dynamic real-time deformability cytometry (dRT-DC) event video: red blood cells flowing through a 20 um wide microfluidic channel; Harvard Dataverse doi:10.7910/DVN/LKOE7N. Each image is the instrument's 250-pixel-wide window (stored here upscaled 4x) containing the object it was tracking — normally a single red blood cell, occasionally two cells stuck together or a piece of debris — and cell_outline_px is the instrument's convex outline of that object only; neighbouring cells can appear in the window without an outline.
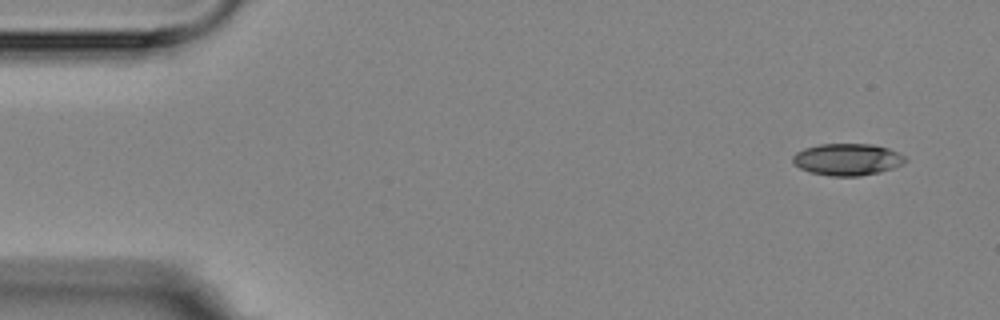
{"species": "Egyptian fruit bat (a non-hibernating species)", "species_latin": "Rousettus aegyptiacus", "temperature_condition": "room temperature", "stored_images_in_passage": 3, "camera_frame_rate_fps": 3000, "um_per_image_px": 0.085, "animal": {"sex": "female"}, "frame": {"image": 1, "passage_image": 1, "time_ms": 0.0, "image_size_px": [1000, 320], "cell_outline_px": [[908, 160], [904, 164], [880, 172], [860, 176], [828, 176], [808, 172], [800, 168], [792, 160], [792, 156], [796, 152], [804, 148], [820, 144], [872, 144], [888, 148], [904, 156]], "centroid_in_image_um": [72.02, 13.56], "position_along_channel_um": 13.0, "area_um2": 20.98}}
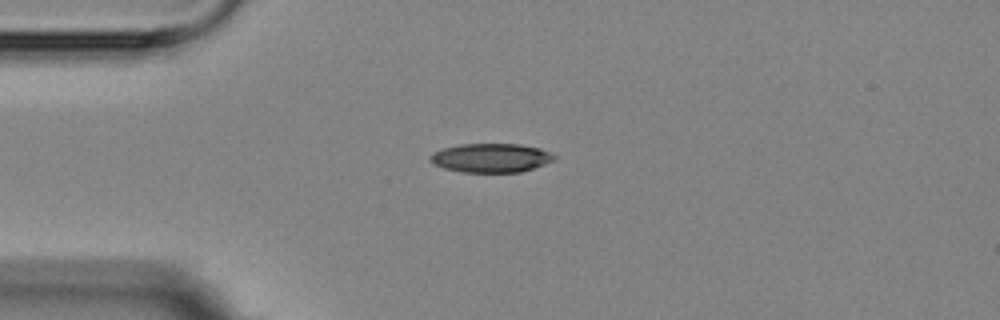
{"frame": {"image": 2, "passage_image": 3, "time_ms": 3.333, "image_size_px": [1000, 320], "cell_outline_px": [[556, 160], [520, 172], [464, 172], [444, 168], [432, 164], [428, 160], [428, 156], [432, 152], [444, 148], [460, 144], [520, 144], [540, 148], [556, 156]], "centroid_in_image_um": [41.69, 13.41], "position_along_channel_um": 43.3, "area_um2": 20.98}}